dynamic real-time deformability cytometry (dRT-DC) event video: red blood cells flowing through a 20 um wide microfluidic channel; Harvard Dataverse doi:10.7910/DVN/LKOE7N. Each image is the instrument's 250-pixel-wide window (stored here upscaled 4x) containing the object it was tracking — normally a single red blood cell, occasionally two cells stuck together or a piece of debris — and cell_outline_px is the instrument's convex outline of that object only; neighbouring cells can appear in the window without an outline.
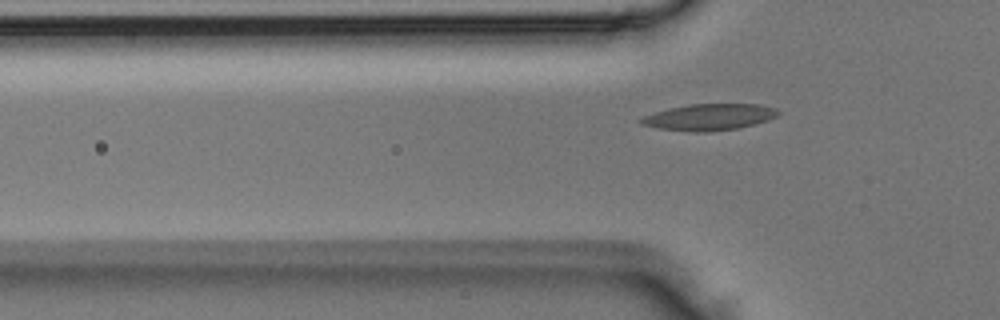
{"species": "Egyptian fruit bat (a non-hibernating species)", "species_latin": "Rousettus aegyptiacus", "temperature_condition": "room temperature", "stored_images_in_passage": 3, "camera_frame_rate_fps": 3000, "um_per_image_px": 0.085, "animal": {"sex": "male"}, "frame": {"image": 1, "passage_image": 2, "time_ms": 0.333, "image_size_px": [1000, 320], "cell_outline_px": [[780, 112], [776, 116], [768, 120], [740, 128], [708, 132], [688, 132], [660, 128], [640, 124], [636, 120], [644, 116], [656, 112], [672, 108], [692, 104], [756, 104], [776, 108]], "centroid_in_image_um": [60.29, 9.96], "position_along_channel_um": 65.5, "area_um2": 21.04}}